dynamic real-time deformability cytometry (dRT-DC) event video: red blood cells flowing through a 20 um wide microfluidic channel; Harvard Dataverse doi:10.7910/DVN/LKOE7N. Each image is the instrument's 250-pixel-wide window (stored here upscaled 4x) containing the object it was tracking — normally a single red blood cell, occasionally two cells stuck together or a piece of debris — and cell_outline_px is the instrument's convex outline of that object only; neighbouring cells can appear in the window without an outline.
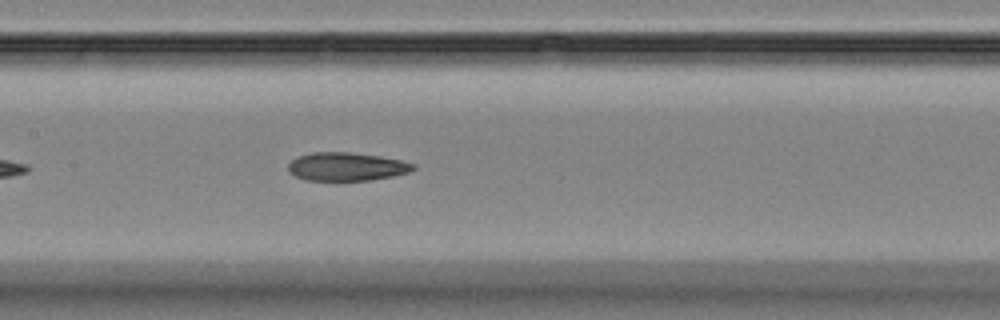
{"species": "Egyptian fruit bat (a non-hibernating species)", "species_latin": "Rousettus aegyptiacus", "temperature_condition": "room temperature", "stored_images_in_passage": 6, "camera_frame_rate_fps": 3000, "um_per_image_px": 0.085, "animal": {"sex": "female"}, "frame": {"image": 1, "passage_image": 6, "time_ms": 6.333, "image_size_px": [1000, 320], "cell_outline_px": [[416, 168], [408, 172], [392, 176], [372, 180], [304, 180], [288, 172], [288, 164], [296, 156], [312, 152], [348, 152], [380, 156], [400, 160], [416, 164]], "centroid_in_image_um": [29.43, 14.16], "position_along_channel_um": 178.0, "area_um2": 20.69}}